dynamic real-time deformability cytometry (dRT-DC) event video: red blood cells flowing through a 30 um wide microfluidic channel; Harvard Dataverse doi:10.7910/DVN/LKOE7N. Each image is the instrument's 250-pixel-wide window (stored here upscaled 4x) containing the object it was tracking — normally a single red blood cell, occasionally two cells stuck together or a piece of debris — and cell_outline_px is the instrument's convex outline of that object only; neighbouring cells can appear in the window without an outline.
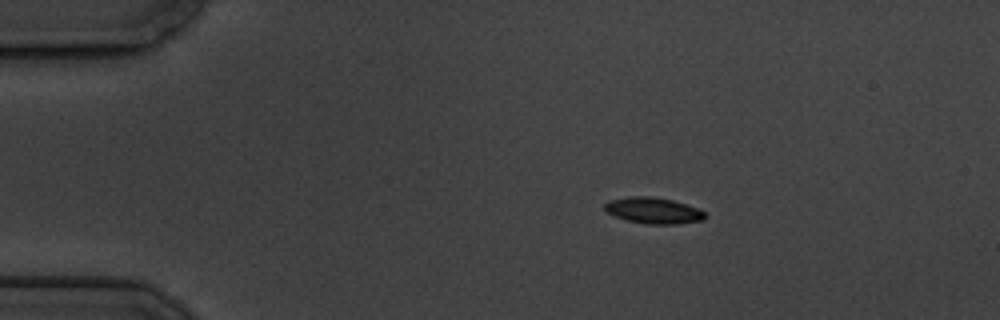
{"species": "common noctule bat (a hibernating species)", "species_latin": "Nyctalus noctula", "temperature_condition": "cold", "stored_images_in_passage": 6, "camera_frame_rate_fps": 3000, "um_per_image_px": 0.085, "animal": {"sex": "male", "body_mass_g": 19.5, "forearm_length_mm": 54.6}, "frame": {"image": 1, "passage_image": 3, "time_ms": 2.333, "image_size_px": [1000, 320], "cell_outline_px": [[708, 216], [704, 220], [676, 224], [644, 224], [628, 220], [616, 216], [608, 212], [604, 208], [604, 204], [608, 200], [628, 196], [652, 196], [672, 200], [696, 208], [704, 212]], "centroid_in_image_um": [55.53, 17.89], "position_along_channel_um": 29.5, "area_um2": 15.26}}